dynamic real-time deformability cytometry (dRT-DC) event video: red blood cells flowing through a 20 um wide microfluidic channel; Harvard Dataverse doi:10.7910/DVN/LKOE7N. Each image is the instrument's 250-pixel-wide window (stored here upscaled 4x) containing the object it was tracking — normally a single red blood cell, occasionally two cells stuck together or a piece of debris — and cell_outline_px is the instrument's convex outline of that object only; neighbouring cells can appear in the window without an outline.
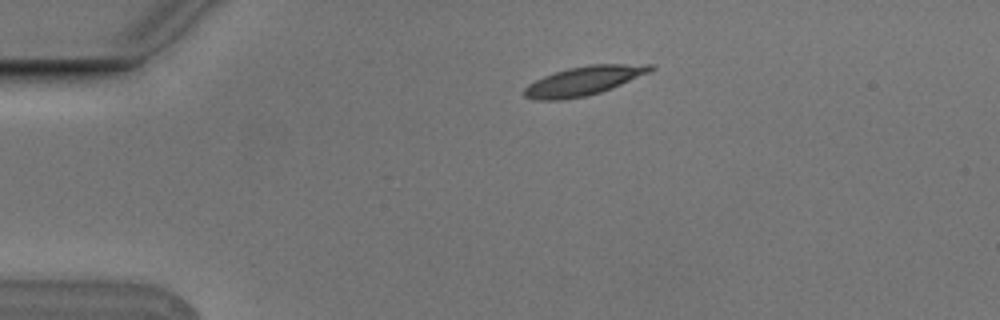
{"species": "Egyptian fruit bat (a non-hibernating species)", "species_latin": "Rousettus aegyptiacus", "temperature_condition": "cold", "stored_images_in_passage": 2, "camera_frame_rate_fps": 3000, "um_per_image_px": 0.085, "animal": {"sex": "male"}, "frame": {"image": 1, "passage_image": 1, "time_ms": 0.0, "image_size_px": [1000, 320], "cell_outline_px": [[656, 68], [648, 72], [620, 84], [600, 92], [588, 96], [560, 100], [536, 100], [524, 96], [524, 88], [528, 84], [544, 76], [568, 68], [588, 64], [656, 64]], "centroid_in_image_um": [49.6, 6.86], "position_along_channel_um": 35.4, "area_um2": 21.15}}